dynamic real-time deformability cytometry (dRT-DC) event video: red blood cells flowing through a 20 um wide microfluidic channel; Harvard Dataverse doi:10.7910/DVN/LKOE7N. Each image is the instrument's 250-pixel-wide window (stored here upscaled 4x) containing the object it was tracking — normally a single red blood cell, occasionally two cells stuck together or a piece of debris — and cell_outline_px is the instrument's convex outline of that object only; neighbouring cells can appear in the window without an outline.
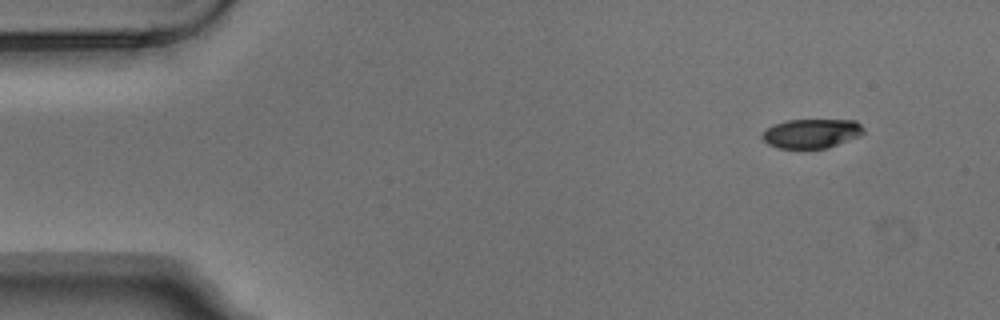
{"species": "Egyptian fruit bat (a non-hibernating species)", "species_latin": "Rousettus aegyptiacus", "temperature_condition": "warm", "stored_images_in_passage": 5, "segment_of_instrument_passage": [2, 2], "camera_frame_rate_fps": 3000, "um_per_image_px": 0.085, "animal": {"sex": "male"}, "frame": {"image": 1, "passage_image": 5, "time_ms": 1.333, "image_size_px": [1000, 320], "cell_outline_px": [[864, 132], [860, 136], [824, 148], [776, 148], [768, 144], [760, 136], [772, 124], [788, 120], [856, 120], [864, 128]], "centroid_in_image_um": [68.96, 11.33], "position_along_channel_um": 16.0, "area_um2": 17.17}}